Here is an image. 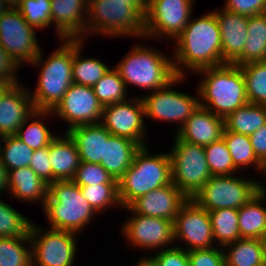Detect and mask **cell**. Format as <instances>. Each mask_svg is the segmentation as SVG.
<instances>
[{
	"mask_svg": "<svg viewBox=\"0 0 266 266\" xmlns=\"http://www.w3.org/2000/svg\"><path fill=\"white\" fill-rule=\"evenodd\" d=\"M173 44V65L177 76H186L185 69L195 73L222 65V41L216 10L197 19L191 17Z\"/></svg>",
	"mask_w": 266,
	"mask_h": 266,
	"instance_id": "cell-1",
	"label": "cell"
},
{
	"mask_svg": "<svg viewBox=\"0 0 266 266\" xmlns=\"http://www.w3.org/2000/svg\"><path fill=\"white\" fill-rule=\"evenodd\" d=\"M196 73L201 75L197 86L200 106L207 108L214 115L225 119L236 109L249 103L240 66L225 63L200 69L194 74Z\"/></svg>",
	"mask_w": 266,
	"mask_h": 266,
	"instance_id": "cell-2",
	"label": "cell"
},
{
	"mask_svg": "<svg viewBox=\"0 0 266 266\" xmlns=\"http://www.w3.org/2000/svg\"><path fill=\"white\" fill-rule=\"evenodd\" d=\"M61 43L47 59L40 51L29 64L40 68L36 88L29 89L35 110L52 111L73 83V39H62Z\"/></svg>",
	"mask_w": 266,
	"mask_h": 266,
	"instance_id": "cell-3",
	"label": "cell"
},
{
	"mask_svg": "<svg viewBox=\"0 0 266 266\" xmlns=\"http://www.w3.org/2000/svg\"><path fill=\"white\" fill-rule=\"evenodd\" d=\"M150 148L141 147L132 165L118 180V196L122 208L148 192L172 183L171 159L166 154H151Z\"/></svg>",
	"mask_w": 266,
	"mask_h": 266,
	"instance_id": "cell-4",
	"label": "cell"
},
{
	"mask_svg": "<svg viewBox=\"0 0 266 266\" xmlns=\"http://www.w3.org/2000/svg\"><path fill=\"white\" fill-rule=\"evenodd\" d=\"M43 212L50 229L77 234L89 225L97 213L73 180H57L49 185Z\"/></svg>",
	"mask_w": 266,
	"mask_h": 266,
	"instance_id": "cell-5",
	"label": "cell"
},
{
	"mask_svg": "<svg viewBox=\"0 0 266 266\" xmlns=\"http://www.w3.org/2000/svg\"><path fill=\"white\" fill-rule=\"evenodd\" d=\"M126 88L128 85L140 87L150 92L164 88L177 75L172 57L163 54L156 48L145 45H134L131 51L114 66Z\"/></svg>",
	"mask_w": 266,
	"mask_h": 266,
	"instance_id": "cell-6",
	"label": "cell"
},
{
	"mask_svg": "<svg viewBox=\"0 0 266 266\" xmlns=\"http://www.w3.org/2000/svg\"><path fill=\"white\" fill-rule=\"evenodd\" d=\"M145 16L127 1L91 0L87 6V24L83 34L109 37L145 38ZM92 33V34H91Z\"/></svg>",
	"mask_w": 266,
	"mask_h": 266,
	"instance_id": "cell-7",
	"label": "cell"
},
{
	"mask_svg": "<svg viewBox=\"0 0 266 266\" xmlns=\"http://www.w3.org/2000/svg\"><path fill=\"white\" fill-rule=\"evenodd\" d=\"M235 175L211 176L191 199L208 212L221 208L239 209L264 188L253 177L246 179L243 175Z\"/></svg>",
	"mask_w": 266,
	"mask_h": 266,
	"instance_id": "cell-8",
	"label": "cell"
},
{
	"mask_svg": "<svg viewBox=\"0 0 266 266\" xmlns=\"http://www.w3.org/2000/svg\"><path fill=\"white\" fill-rule=\"evenodd\" d=\"M171 159L172 183L191 199L211 178L204 147L173 138Z\"/></svg>",
	"mask_w": 266,
	"mask_h": 266,
	"instance_id": "cell-9",
	"label": "cell"
},
{
	"mask_svg": "<svg viewBox=\"0 0 266 266\" xmlns=\"http://www.w3.org/2000/svg\"><path fill=\"white\" fill-rule=\"evenodd\" d=\"M184 78V79H183ZM185 81V76H177L164 88L147 93L141 96L145 120L151 118L160 122L173 123L179 125V129L193 114L200 105L199 92L195 97L185 92L176 91L172 86ZM198 96V98H197Z\"/></svg>",
	"mask_w": 266,
	"mask_h": 266,
	"instance_id": "cell-10",
	"label": "cell"
},
{
	"mask_svg": "<svg viewBox=\"0 0 266 266\" xmlns=\"http://www.w3.org/2000/svg\"><path fill=\"white\" fill-rule=\"evenodd\" d=\"M40 226L33 222L30 228L32 266H73L79 234Z\"/></svg>",
	"mask_w": 266,
	"mask_h": 266,
	"instance_id": "cell-11",
	"label": "cell"
},
{
	"mask_svg": "<svg viewBox=\"0 0 266 266\" xmlns=\"http://www.w3.org/2000/svg\"><path fill=\"white\" fill-rule=\"evenodd\" d=\"M194 4L195 0H153L145 15V39L174 41L189 23Z\"/></svg>",
	"mask_w": 266,
	"mask_h": 266,
	"instance_id": "cell-12",
	"label": "cell"
},
{
	"mask_svg": "<svg viewBox=\"0 0 266 266\" xmlns=\"http://www.w3.org/2000/svg\"><path fill=\"white\" fill-rule=\"evenodd\" d=\"M35 31L18 9H9L0 17V45L21 68L43 51Z\"/></svg>",
	"mask_w": 266,
	"mask_h": 266,
	"instance_id": "cell-13",
	"label": "cell"
},
{
	"mask_svg": "<svg viewBox=\"0 0 266 266\" xmlns=\"http://www.w3.org/2000/svg\"><path fill=\"white\" fill-rule=\"evenodd\" d=\"M103 107L100 123L111 135L147 146L144 105L140 95Z\"/></svg>",
	"mask_w": 266,
	"mask_h": 266,
	"instance_id": "cell-14",
	"label": "cell"
},
{
	"mask_svg": "<svg viewBox=\"0 0 266 266\" xmlns=\"http://www.w3.org/2000/svg\"><path fill=\"white\" fill-rule=\"evenodd\" d=\"M173 227L174 244L180 242L177 246L186 251L216 246L209 212L198 206L192 199H188L181 206ZM181 243L183 245L185 243L186 246H182Z\"/></svg>",
	"mask_w": 266,
	"mask_h": 266,
	"instance_id": "cell-15",
	"label": "cell"
},
{
	"mask_svg": "<svg viewBox=\"0 0 266 266\" xmlns=\"http://www.w3.org/2000/svg\"><path fill=\"white\" fill-rule=\"evenodd\" d=\"M51 112V116L54 115L69 124L65 131L67 132L75 126L100 123L103 106L98 101L93 87L72 83Z\"/></svg>",
	"mask_w": 266,
	"mask_h": 266,
	"instance_id": "cell-16",
	"label": "cell"
},
{
	"mask_svg": "<svg viewBox=\"0 0 266 266\" xmlns=\"http://www.w3.org/2000/svg\"><path fill=\"white\" fill-rule=\"evenodd\" d=\"M120 227L130 246L141 250H162L174 246L173 222L162 218L130 213ZM171 244V245H170Z\"/></svg>",
	"mask_w": 266,
	"mask_h": 266,
	"instance_id": "cell-17",
	"label": "cell"
},
{
	"mask_svg": "<svg viewBox=\"0 0 266 266\" xmlns=\"http://www.w3.org/2000/svg\"><path fill=\"white\" fill-rule=\"evenodd\" d=\"M188 198L173 184L154 189L134 200L127 208L131 213L174 220Z\"/></svg>",
	"mask_w": 266,
	"mask_h": 266,
	"instance_id": "cell-18",
	"label": "cell"
},
{
	"mask_svg": "<svg viewBox=\"0 0 266 266\" xmlns=\"http://www.w3.org/2000/svg\"><path fill=\"white\" fill-rule=\"evenodd\" d=\"M29 89L22 82L12 85L0 99V136L15 135L35 111Z\"/></svg>",
	"mask_w": 266,
	"mask_h": 266,
	"instance_id": "cell-19",
	"label": "cell"
},
{
	"mask_svg": "<svg viewBox=\"0 0 266 266\" xmlns=\"http://www.w3.org/2000/svg\"><path fill=\"white\" fill-rule=\"evenodd\" d=\"M85 0H51L52 24L59 40L81 39L86 30Z\"/></svg>",
	"mask_w": 266,
	"mask_h": 266,
	"instance_id": "cell-20",
	"label": "cell"
},
{
	"mask_svg": "<svg viewBox=\"0 0 266 266\" xmlns=\"http://www.w3.org/2000/svg\"><path fill=\"white\" fill-rule=\"evenodd\" d=\"M224 129L223 118L199 105L174 134L180 140L205 147L221 139Z\"/></svg>",
	"mask_w": 266,
	"mask_h": 266,
	"instance_id": "cell-21",
	"label": "cell"
},
{
	"mask_svg": "<svg viewBox=\"0 0 266 266\" xmlns=\"http://www.w3.org/2000/svg\"><path fill=\"white\" fill-rule=\"evenodd\" d=\"M222 41V62L233 64L241 55L248 37L249 17L224 8L216 10Z\"/></svg>",
	"mask_w": 266,
	"mask_h": 266,
	"instance_id": "cell-22",
	"label": "cell"
},
{
	"mask_svg": "<svg viewBox=\"0 0 266 266\" xmlns=\"http://www.w3.org/2000/svg\"><path fill=\"white\" fill-rule=\"evenodd\" d=\"M8 192L12 198L21 202L45 205L49 185L45 183L29 166L8 171Z\"/></svg>",
	"mask_w": 266,
	"mask_h": 266,
	"instance_id": "cell-23",
	"label": "cell"
},
{
	"mask_svg": "<svg viewBox=\"0 0 266 266\" xmlns=\"http://www.w3.org/2000/svg\"><path fill=\"white\" fill-rule=\"evenodd\" d=\"M67 133L77 145L81 162L101 164L105 143L111 135L101 123L75 126Z\"/></svg>",
	"mask_w": 266,
	"mask_h": 266,
	"instance_id": "cell-24",
	"label": "cell"
},
{
	"mask_svg": "<svg viewBox=\"0 0 266 266\" xmlns=\"http://www.w3.org/2000/svg\"><path fill=\"white\" fill-rule=\"evenodd\" d=\"M49 161L57 180H72L80 165V155L75 141L66 134L58 135L49 145Z\"/></svg>",
	"mask_w": 266,
	"mask_h": 266,
	"instance_id": "cell-25",
	"label": "cell"
},
{
	"mask_svg": "<svg viewBox=\"0 0 266 266\" xmlns=\"http://www.w3.org/2000/svg\"><path fill=\"white\" fill-rule=\"evenodd\" d=\"M141 146L134 141L110 135L105 143L103 168L115 179L119 180L132 165L134 156Z\"/></svg>",
	"mask_w": 266,
	"mask_h": 266,
	"instance_id": "cell-26",
	"label": "cell"
},
{
	"mask_svg": "<svg viewBox=\"0 0 266 266\" xmlns=\"http://www.w3.org/2000/svg\"><path fill=\"white\" fill-rule=\"evenodd\" d=\"M264 201H266V186L238 209L240 238L259 239L266 232Z\"/></svg>",
	"mask_w": 266,
	"mask_h": 266,
	"instance_id": "cell-27",
	"label": "cell"
},
{
	"mask_svg": "<svg viewBox=\"0 0 266 266\" xmlns=\"http://www.w3.org/2000/svg\"><path fill=\"white\" fill-rule=\"evenodd\" d=\"M84 42L85 40L73 39V83L93 87L109 71L110 67L99 58H84L80 54Z\"/></svg>",
	"mask_w": 266,
	"mask_h": 266,
	"instance_id": "cell-28",
	"label": "cell"
},
{
	"mask_svg": "<svg viewBox=\"0 0 266 266\" xmlns=\"http://www.w3.org/2000/svg\"><path fill=\"white\" fill-rule=\"evenodd\" d=\"M247 31L242 55L233 63L238 66L266 61V13L250 16Z\"/></svg>",
	"mask_w": 266,
	"mask_h": 266,
	"instance_id": "cell-29",
	"label": "cell"
},
{
	"mask_svg": "<svg viewBox=\"0 0 266 266\" xmlns=\"http://www.w3.org/2000/svg\"><path fill=\"white\" fill-rule=\"evenodd\" d=\"M266 124V105L247 103L224 119V130L250 136Z\"/></svg>",
	"mask_w": 266,
	"mask_h": 266,
	"instance_id": "cell-30",
	"label": "cell"
},
{
	"mask_svg": "<svg viewBox=\"0 0 266 266\" xmlns=\"http://www.w3.org/2000/svg\"><path fill=\"white\" fill-rule=\"evenodd\" d=\"M222 138L238 171L254 166L256 171L258 170L266 177V167L256 157L248 135L224 130Z\"/></svg>",
	"mask_w": 266,
	"mask_h": 266,
	"instance_id": "cell-31",
	"label": "cell"
},
{
	"mask_svg": "<svg viewBox=\"0 0 266 266\" xmlns=\"http://www.w3.org/2000/svg\"><path fill=\"white\" fill-rule=\"evenodd\" d=\"M51 114V111L35 110L18 128L15 136L33 150L49 146L58 134H53L40 120L51 117Z\"/></svg>",
	"mask_w": 266,
	"mask_h": 266,
	"instance_id": "cell-32",
	"label": "cell"
},
{
	"mask_svg": "<svg viewBox=\"0 0 266 266\" xmlns=\"http://www.w3.org/2000/svg\"><path fill=\"white\" fill-rule=\"evenodd\" d=\"M222 248L224 261L230 266H265L259 239L240 238Z\"/></svg>",
	"mask_w": 266,
	"mask_h": 266,
	"instance_id": "cell-33",
	"label": "cell"
},
{
	"mask_svg": "<svg viewBox=\"0 0 266 266\" xmlns=\"http://www.w3.org/2000/svg\"><path fill=\"white\" fill-rule=\"evenodd\" d=\"M209 216L215 245L223 247L240 239L238 209H216Z\"/></svg>",
	"mask_w": 266,
	"mask_h": 266,
	"instance_id": "cell-34",
	"label": "cell"
},
{
	"mask_svg": "<svg viewBox=\"0 0 266 266\" xmlns=\"http://www.w3.org/2000/svg\"><path fill=\"white\" fill-rule=\"evenodd\" d=\"M0 266H32L30 235L0 237Z\"/></svg>",
	"mask_w": 266,
	"mask_h": 266,
	"instance_id": "cell-35",
	"label": "cell"
},
{
	"mask_svg": "<svg viewBox=\"0 0 266 266\" xmlns=\"http://www.w3.org/2000/svg\"><path fill=\"white\" fill-rule=\"evenodd\" d=\"M33 152V149L19 140L15 135H5L1 137L0 159L7 172L29 166Z\"/></svg>",
	"mask_w": 266,
	"mask_h": 266,
	"instance_id": "cell-36",
	"label": "cell"
},
{
	"mask_svg": "<svg viewBox=\"0 0 266 266\" xmlns=\"http://www.w3.org/2000/svg\"><path fill=\"white\" fill-rule=\"evenodd\" d=\"M93 90L103 107L129 99L125 83L115 67L109 69L93 86Z\"/></svg>",
	"mask_w": 266,
	"mask_h": 266,
	"instance_id": "cell-37",
	"label": "cell"
},
{
	"mask_svg": "<svg viewBox=\"0 0 266 266\" xmlns=\"http://www.w3.org/2000/svg\"><path fill=\"white\" fill-rule=\"evenodd\" d=\"M240 67L249 103L266 105V61L251 62Z\"/></svg>",
	"mask_w": 266,
	"mask_h": 266,
	"instance_id": "cell-38",
	"label": "cell"
},
{
	"mask_svg": "<svg viewBox=\"0 0 266 266\" xmlns=\"http://www.w3.org/2000/svg\"><path fill=\"white\" fill-rule=\"evenodd\" d=\"M80 189L97 214L110 207H122L118 196V184H95L80 186Z\"/></svg>",
	"mask_w": 266,
	"mask_h": 266,
	"instance_id": "cell-39",
	"label": "cell"
},
{
	"mask_svg": "<svg viewBox=\"0 0 266 266\" xmlns=\"http://www.w3.org/2000/svg\"><path fill=\"white\" fill-rule=\"evenodd\" d=\"M32 221L0 200V237H23L30 233Z\"/></svg>",
	"mask_w": 266,
	"mask_h": 266,
	"instance_id": "cell-40",
	"label": "cell"
},
{
	"mask_svg": "<svg viewBox=\"0 0 266 266\" xmlns=\"http://www.w3.org/2000/svg\"><path fill=\"white\" fill-rule=\"evenodd\" d=\"M204 151L212 176L237 174L238 170L223 138L205 146Z\"/></svg>",
	"mask_w": 266,
	"mask_h": 266,
	"instance_id": "cell-41",
	"label": "cell"
},
{
	"mask_svg": "<svg viewBox=\"0 0 266 266\" xmlns=\"http://www.w3.org/2000/svg\"><path fill=\"white\" fill-rule=\"evenodd\" d=\"M18 10L29 25L37 30L52 26L51 0H23Z\"/></svg>",
	"mask_w": 266,
	"mask_h": 266,
	"instance_id": "cell-42",
	"label": "cell"
},
{
	"mask_svg": "<svg viewBox=\"0 0 266 266\" xmlns=\"http://www.w3.org/2000/svg\"><path fill=\"white\" fill-rule=\"evenodd\" d=\"M79 186H91L95 184H118L101 164L80 162L74 178Z\"/></svg>",
	"mask_w": 266,
	"mask_h": 266,
	"instance_id": "cell-43",
	"label": "cell"
},
{
	"mask_svg": "<svg viewBox=\"0 0 266 266\" xmlns=\"http://www.w3.org/2000/svg\"><path fill=\"white\" fill-rule=\"evenodd\" d=\"M187 253L190 260V266H221L225 262L224 251L221 246H214L208 249L190 250L187 251Z\"/></svg>",
	"mask_w": 266,
	"mask_h": 266,
	"instance_id": "cell-44",
	"label": "cell"
},
{
	"mask_svg": "<svg viewBox=\"0 0 266 266\" xmlns=\"http://www.w3.org/2000/svg\"><path fill=\"white\" fill-rule=\"evenodd\" d=\"M29 167L48 185L57 181L49 161V146L34 150Z\"/></svg>",
	"mask_w": 266,
	"mask_h": 266,
	"instance_id": "cell-45",
	"label": "cell"
},
{
	"mask_svg": "<svg viewBox=\"0 0 266 266\" xmlns=\"http://www.w3.org/2000/svg\"><path fill=\"white\" fill-rule=\"evenodd\" d=\"M158 251L151 256L158 266H190L188 253L181 247L174 245Z\"/></svg>",
	"mask_w": 266,
	"mask_h": 266,
	"instance_id": "cell-46",
	"label": "cell"
},
{
	"mask_svg": "<svg viewBox=\"0 0 266 266\" xmlns=\"http://www.w3.org/2000/svg\"><path fill=\"white\" fill-rule=\"evenodd\" d=\"M224 9L247 17L266 13V0H226Z\"/></svg>",
	"mask_w": 266,
	"mask_h": 266,
	"instance_id": "cell-47",
	"label": "cell"
},
{
	"mask_svg": "<svg viewBox=\"0 0 266 266\" xmlns=\"http://www.w3.org/2000/svg\"><path fill=\"white\" fill-rule=\"evenodd\" d=\"M20 66L0 45V79L10 82L12 85L19 84L16 72Z\"/></svg>",
	"mask_w": 266,
	"mask_h": 266,
	"instance_id": "cell-48",
	"label": "cell"
},
{
	"mask_svg": "<svg viewBox=\"0 0 266 266\" xmlns=\"http://www.w3.org/2000/svg\"><path fill=\"white\" fill-rule=\"evenodd\" d=\"M249 138L256 157L266 167V124L251 134Z\"/></svg>",
	"mask_w": 266,
	"mask_h": 266,
	"instance_id": "cell-49",
	"label": "cell"
},
{
	"mask_svg": "<svg viewBox=\"0 0 266 266\" xmlns=\"http://www.w3.org/2000/svg\"><path fill=\"white\" fill-rule=\"evenodd\" d=\"M8 172L5 166L1 163L0 159V194L2 195L3 192H8Z\"/></svg>",
	"mask_w": 266,
	"mask_h": 266,
	"instance_id": "cell-50",
	"label": "cell"
},
{
	"mask_svg": "<svg viewBox=\"0 0 266 266\" xmlns=\"http://www.w3.org/2000/svg\"><path fill=\"white\" fill-rule=\"evenodd\" d=\"M118 1H127L131 5H134L144 16L147 12V6L142 2V0H118Z\"/></svg>",
	"mask_w": 266,
	"mask_h": 266,
	"instance_id": "cell-51",
	"label": "cell"
},
{
	"mask_svg": "<svg viewBox=\"0 0 266 266\" xmlns=\"http://www.w3.org/2000/svg\"><path fill=\"white\" fill-rule=\"evenodd\" d=\"M142 258V259H141ZM139 261L134 266H158L152 257H141Z\"/></svg>",
	"mask_w": 266,
	"mask_h": 266,
	"instance_id": "cell-52",
	"label": "cell"
},
{
	"mask_svg": "<svg viewBox=\"0 0 266 266\" xmlns=\"http://www.w3.org/2000/svg\"><path fill=\"white\" fill-rule=\"evenodd\" d=\"M11 86L12 84L10 82L0 79V99Z\"/></svg>",
	"mask_w": 266,
	"mask_h": 266,
	"instance_id": "cell-53",
	"label": "cell"
},
{
	"mask_svg": "<svg viewBox=\"0 0 266 266\" xmlns=\"http://www.w3.org/2000/svg\"><path fill=\"white\" fill-rule=\"evenodd\" d=\"M5 2L10 9H18L21 6L23 0H5Z\"/></svg>",
	"mask_w": 266,
	"mask_h": 266,
	"instance_id": "cell-54",
	"label": "cell"
},
{
	"mask_svg": "<svg viewBox=\"0 0 266 266\" xmlns=\"http://www.w3.org/2000/svg\"><path fill=\"white\" fill-rule=\"evenodd\" d=\"M259 240L264 254V261L266 266V232L259 238Z\"/></svg>",
	"mask_w": 266,
	"mask_h": 266,
	"instance_id": "cell-55",
	"label": "cell"
},
{
	"mask_svg": "<svg viewBox=\"0 0 266 266\" xmlns=\"http://www.w3.org/2000/svg\"><path fill=\"white\" fill-rule=\"evenodd\" d=\"M10 8L6 4L5 0H0V17L9 10Z\"/></svg>",
	"mask_w": 266,
	"mask_h": 266,
	"instance_id": "cell-56",
	"label": "cell"
},
{
	"mask_svg": "<svg viewBox=\"0 0 266 266\" xmlns=\"http://www.w3.org/2000/svg\"><path fill=\"white\" fill-rule=\"evenodd\" d=\"M153 0H142V2L148 6Z\"/></svg>",
	"mask_w": 266,
	"mask_h": 266,
	"instance_id": "cell-57",
	"label": "cell"
},
{
	"mask_svg": "<svg viewBox=\"0 0 266 266\" xmlns=\"http://www.w3.org/2000/svg\"><path fill=\"white\" fill-rule=\"evenodd\" d=\"M221 266H230L226 262H224Z\"/></svg>",
	"mask_w": 266,
	"mask_h": 266,
	"instance_id": "cell-58",
	"label": "cell"
}]
</instances>
